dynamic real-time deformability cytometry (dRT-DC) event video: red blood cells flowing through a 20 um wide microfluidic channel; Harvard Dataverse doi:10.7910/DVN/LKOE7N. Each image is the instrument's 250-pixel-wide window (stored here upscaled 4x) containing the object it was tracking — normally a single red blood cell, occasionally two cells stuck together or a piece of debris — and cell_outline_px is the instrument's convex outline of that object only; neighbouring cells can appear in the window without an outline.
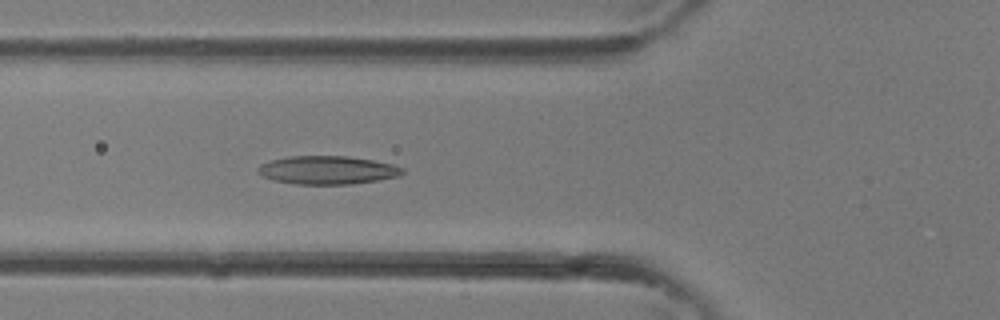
{"species": "common noctule bat (a hibernating species)", "species_latin": "Nyctalus noctula", "temperature_condition": "room temperature", "stored_images_in_passage": 25, "camera_frame_rate_fps": 3000, "um_per_image_px": 0.085, "animal": {"sex": "female"}, "frame": {"image": 1, "passage_image": 8, "time_ms": 2.333, "image_size_px": [1000, 320], "cell_outline_px": [[404, 172], [400, 176], [352, 184], [296, 184], [276, 180], [260, 176], [256, 172], [256, 168], [260, 164], [272, 160], [288, 156], [348, 156], [372, 160], [392, 164], [404, 168]], "centroid_in_image_um": [27.81, 14.45], "position_along_channel_um": 98.0, "area_um2": 23.87}}
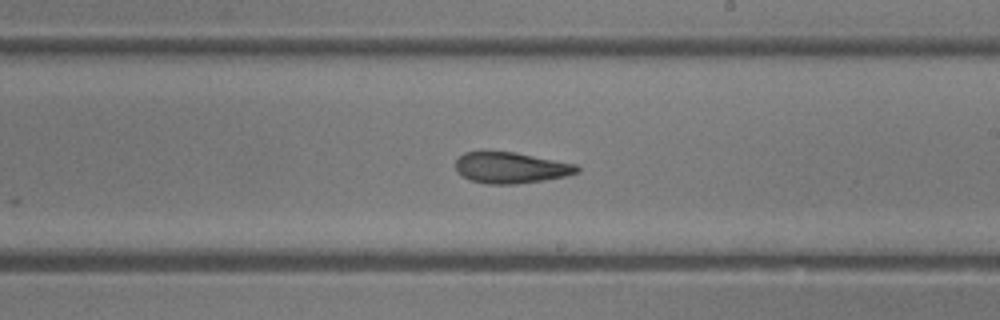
{"frame": {"image": 2, "passage_image": 16, "time_ms": 5.0, "image_size_px": [1000, 320], "cell_outline_px": [[580, 172], [564, 176], [544, 180], [516, 184], [488, 184], [472, 180], [464, 176], [456, 168], [456, 160], [464, 152], [516, 152], [576, 164], [580, 168]], "centroid_in_image_um": [43.47, 14.25], "position_along_channel_um": 245.5, "area_um2": 21.73}}
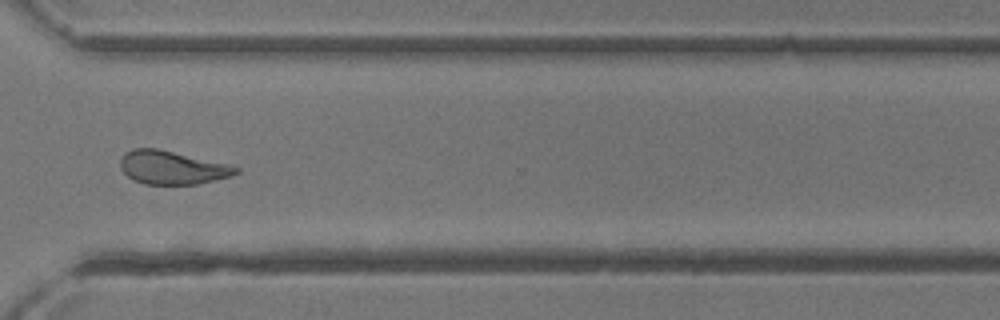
{"frame": {"image": 3, "passage_image": 22, "time_ms": 7.0, "image_size_px": [1000, 320], "cell_outline_px": [[240, 172], [232, 176], [196, 184], [144, 184], [128, 176], [120, 168], [120, 160], [124, 152], [132, 148], [156, 148], [232, 164], [240, 168]], "centroid_in_image_um": [14.66, 14.23], "position_along_channel_um": 355.9, "area_um2": 22.66}}